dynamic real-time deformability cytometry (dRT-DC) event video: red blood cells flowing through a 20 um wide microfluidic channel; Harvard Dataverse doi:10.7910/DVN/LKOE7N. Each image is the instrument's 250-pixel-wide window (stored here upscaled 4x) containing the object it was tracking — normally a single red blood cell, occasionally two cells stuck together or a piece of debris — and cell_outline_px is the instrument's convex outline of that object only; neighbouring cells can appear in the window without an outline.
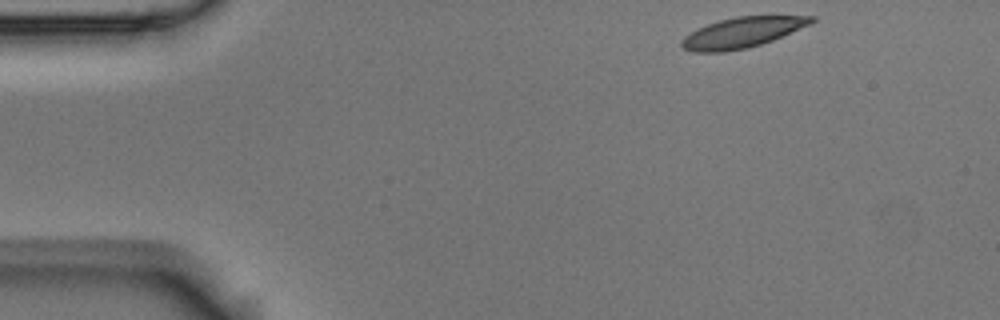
{"species": "Egyptian fruit bat (a non-hibernating species)", "species_latin": "Rousettus aegyptiacus", "temperature_condition": "room temperature", "stored_images_in_passage": 4, "camera_frame_rate_fps": 3000, "um_per_image_px": 0.085, "animal": {"sex": "male"}, "frame": {"image": 1, "passage_image": 1, "time_ms": 0.0, "image_size_px": [1000, 320], "cell_outline_px": [[816, 20], [812, 24], [772, 40], [748, 48], [724, 52], [692, 52], [684, 48], [680, 44], [680, 40], [684, 36], [708, 24], [720, 20], [736, 16], [816, 16]], "centroid_in_image_um": [63.1, 2.77], "position_along_channel_um": 21.9, "area_um2": 22.89}}
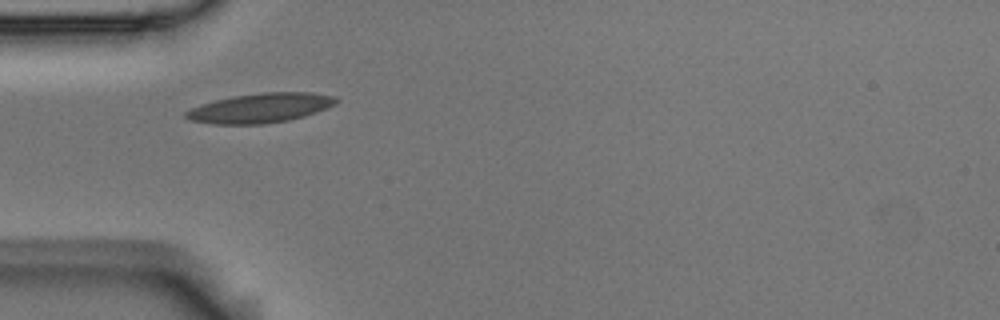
{"frame": {"image": 2, "passage_image": 4, "time_ms": 1.0, "image_size_px": [1000, 320], "cell_outline_px": [[340, 100], [336, 104], [328, 108], [304, 116], [288, 120], [260, 124], [212, 124], [192, 120], [184, 116], [184, 112], [192, 108], [216, 100], [232, 96], [264, 92], [312, 92], [336, 96]], "centroid_in_image_um": [22.19, 9.17], "position_along_channel_um": 62.8, "area_um2": 25.78}}